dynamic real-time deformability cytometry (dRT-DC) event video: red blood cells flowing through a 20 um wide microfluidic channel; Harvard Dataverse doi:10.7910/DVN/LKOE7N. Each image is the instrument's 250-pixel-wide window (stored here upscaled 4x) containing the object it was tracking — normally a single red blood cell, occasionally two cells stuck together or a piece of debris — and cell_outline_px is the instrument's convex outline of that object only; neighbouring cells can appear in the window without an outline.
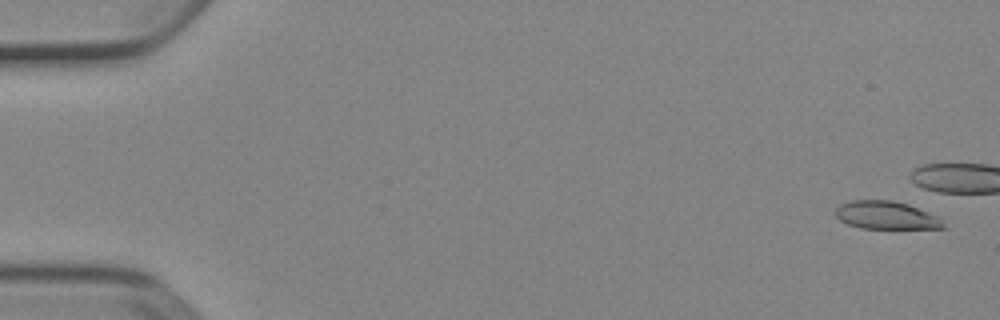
{"species": "Egyptian fruit bat (a non-hibernating species)", "species_latin": "Rousettus aegyptiacus", "temperature_condition": "cold", "stored_images_in_passage": 42, "camera_frame_rate_fps": 3000, "um_per_image_px": 0.085, "animal": {"sex": "female"}, "frame": {"image": 1, "passage_image": 2, "time_ms": 0.333, "image_size_px": [1000, 320], "cell_outline_px": [[948, 228], [860, 228], [848, 224], [840, 220], [836, 216], [836, 208], [840, 204], [852, 200], [892, 200], [908, 204], [940, 216]], "centroid_in_image_um": [75.37, 18.29], "position_along_channel_um": 9.6, "area_um2": 17.69}}
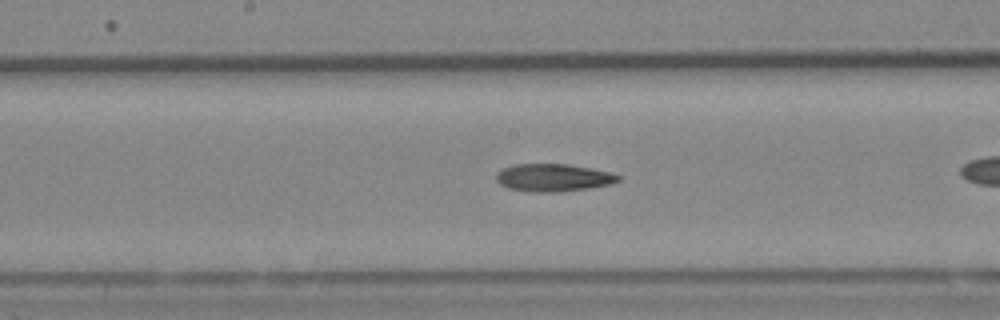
{"frame": {"image": 2, "passage_image": 28, "time_ms": 9.0, "image_size_px": [1000, 320], "cell_outline_px": [[620, 180], [612, 184], [588, 188], [556, 192], [536, 192], [508, 188], [500, 184], [496, 180], [496, 172], [512, 164], [568, 164], [592, 168], [612, 172], [620, 176]], "centroid_in_image_um": [47.04, 15.09], "position_along_channel_um": 201.2, "area_um2": 19.71}}
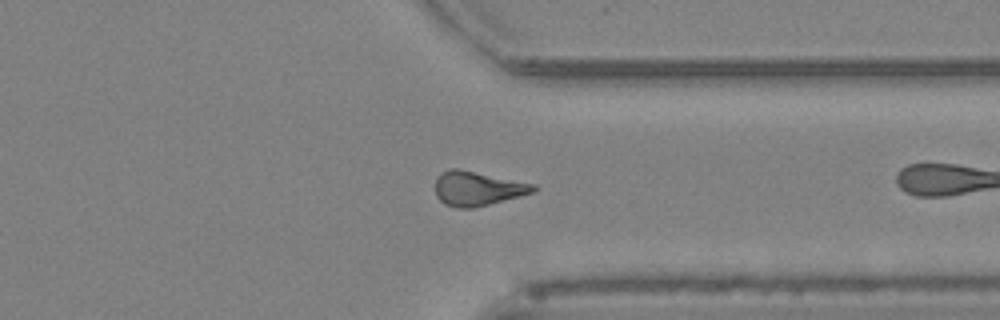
{"frame": {"image": 3, "passage_image": 41, "time_ms": 13.333, "image_size_px": [1000, 320], "cell_outline_px": [[540, 188], [532, 192], [520, 196], [472, 208], [456, 208], [444, 204], [436, 196], [436, 176], [440, 172], [448, 168], [456, 168], [536, 184]], "centroid_in_image_um": [40.57, 16.01], "position_along_channel_um": 370.8, "area_um2": 19.65}}